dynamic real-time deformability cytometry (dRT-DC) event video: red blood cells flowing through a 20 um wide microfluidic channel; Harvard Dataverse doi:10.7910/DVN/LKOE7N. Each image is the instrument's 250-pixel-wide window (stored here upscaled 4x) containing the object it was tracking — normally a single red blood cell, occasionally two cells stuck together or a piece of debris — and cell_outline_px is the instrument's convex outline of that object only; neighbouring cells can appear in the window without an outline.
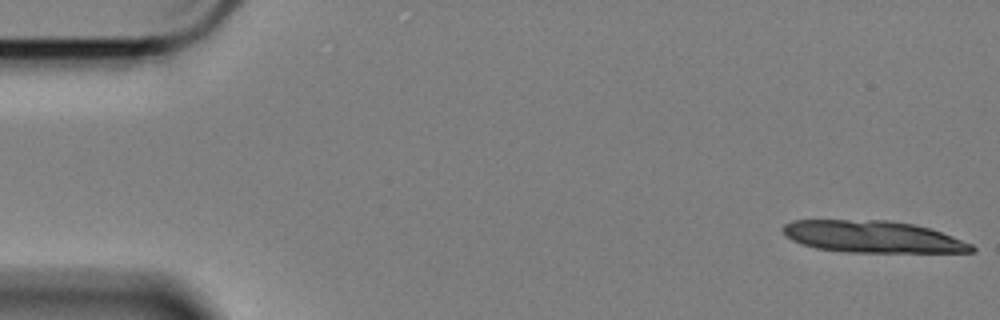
{"species": "Egyptian fruit bat (a non-hibernating species)", "species_latin": "Rousettus aegyptiacus", "temperature_condition": "cold", "stored_images_in_passage": 14, "camera_frame_rate_fps": 3000, "um_per_image_px": 0.085, "animal": {"sex": "female"}, "frame": {"image": 1, "passage_image": 1, "time_ms": 0.0, "image_size_px": [1000, 320], "cell_outline_px": [[976, 252], [844, 252], [816, 248], [800, 244], [784, 236], [780, 228], [784, 224], [792, 220], [888, 220], [916, 224], [952, 236], [972, 244], [976, 248]], "centroid_in_image_um": [74.13, 20.12], "position_along_channel_um": 10.9, "area_um2": 35.32}}